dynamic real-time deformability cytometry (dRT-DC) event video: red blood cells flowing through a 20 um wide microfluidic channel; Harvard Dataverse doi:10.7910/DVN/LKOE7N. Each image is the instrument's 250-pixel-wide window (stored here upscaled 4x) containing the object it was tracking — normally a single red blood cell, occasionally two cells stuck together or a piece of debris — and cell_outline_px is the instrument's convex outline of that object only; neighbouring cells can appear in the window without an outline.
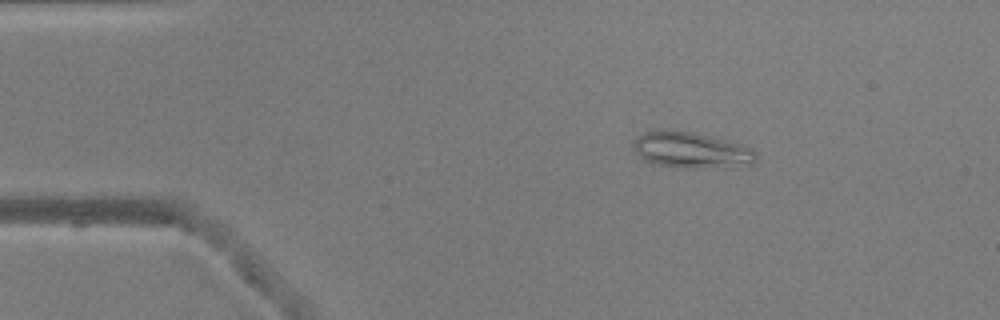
{"species": "common noctule bat (a hibernating species)", "species_latin": "Nyctalus noctula", "temperature_condition": "warm", "stored_images_in_passage": 50, "camera_frame_rate_fps": 3000, "um_per_image_px": 0.085, "animal": {"sex": "male", "body_mass_g": 20.5, "forearm_length_mm": 52.5}, "frame": {"image": 1, "passage_image": 7, "time_ms": 2.0, "image_size_px": [1000, 320], "cell_outline_px": [[756, 160], [752, 164], [700, 168], [680, 168], [656, 164], [644, 160], [636, 152], [636, 140], [644, 132], [660, 128], [672, 128], [692, 132], [728, 140], [744, 144], [752, 148], [756, 152]], "centroid_in_image_um": [58.78, 12.73], "position_along_channel_um": 26.2, "area_um2": 25.84}}
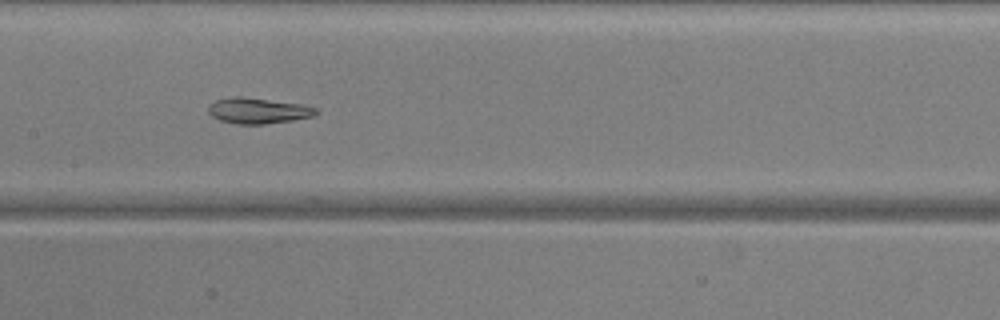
{"frame": {"image": 2, "passage_image": 24, "time_ms": 7.667, "image_size_px": [1000, 320], "cell_outline_px": [[320, 112], [312, 116], [292, 120], [264, 124], [236, 124], [220, 120], [212, 116], [208, 112], [208, 104], [216, 100], [228, 96], [240, 96], [300, 104], [316, 108]], "centroid_in_image_um": [21.88, 9.4], "position_along_channel_um": 185.5, "area_um2": 16.13}}
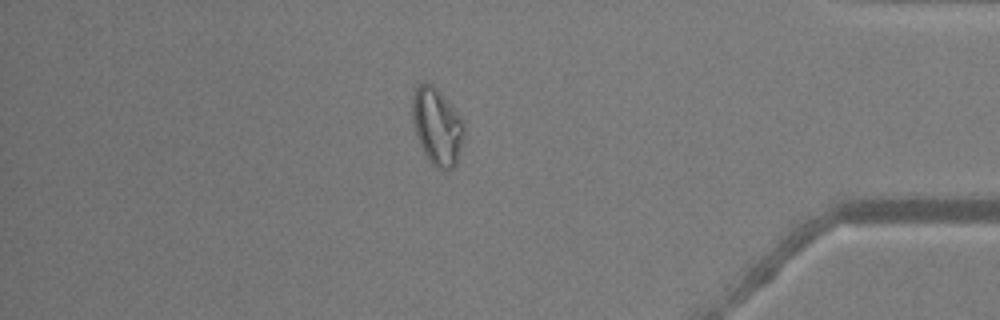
{"frame": {"image": 3, "passage_image": 43, "time_ms": 14.0, "image_size_px": [1000, 320], "cell_outline_px": [[464, 136], [456, 164], [448, 172], [436, 168], [428, 160], [416, 136], [412, 120], [412, 96], [420, 80], [432, 84], [444, 96], [460, 116]], "centroid_in_image_um": [37.12, 10.75], "position_along_channel_um": 398.1, "area_um2": 23.24}, "authors_computed_cell_mechanics": {"area_um2": 21.0392, "velocity_mm_per_s": 3.9086, "shape_relaxation_time_tau1_ms": 9.681, "shape_relaxation_time_tau2_ms": 4.8954, "deformation_change_tau1": 0.2725, "deformation_change_tau2": 0.0737}}